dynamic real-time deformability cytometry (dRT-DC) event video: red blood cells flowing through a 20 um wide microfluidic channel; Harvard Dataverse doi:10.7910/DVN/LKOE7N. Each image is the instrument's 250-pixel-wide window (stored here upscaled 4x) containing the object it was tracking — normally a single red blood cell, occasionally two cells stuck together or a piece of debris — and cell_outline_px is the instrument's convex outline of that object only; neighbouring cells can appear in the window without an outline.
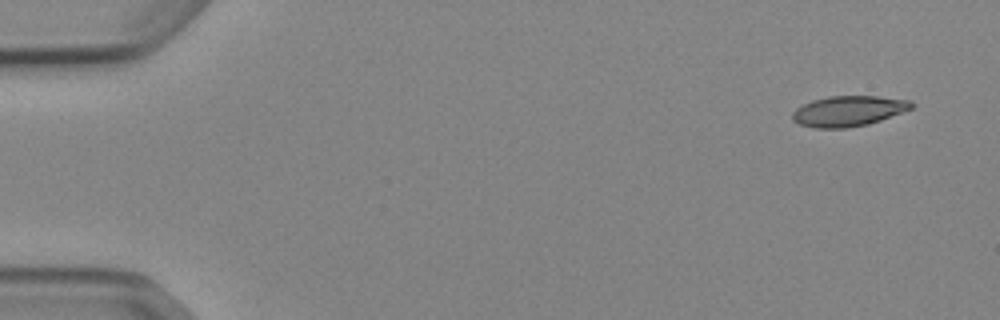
{"species": "Egyptian fruit bat (a non-hibernating species)", "species_latin": "Rousettus aegyptiacus", "temperature_condition": "cold", "stored_images_in_passage": 50, "camera_frame_rate_fps": 3000, "um_per_image_px": 0.085, "animal": {"sex": "female"}, "frame": {"image": 1, "passage_image": 1, "time_ms": 0.0, "image_size_px": [1000, 320], "cell_outline_px": [[912, 108], [880, 120], [868, 124], [848, 128], [812, 128], [800, 124], [792, 120], [792, 112], [796, 108], [812, 100], [828, 96], [880, 96], [912, 100]], "centroid_in_image_um": [72.09, 9.44], "position_along_channel_um": 12.9, "area_um2": 21.15}}
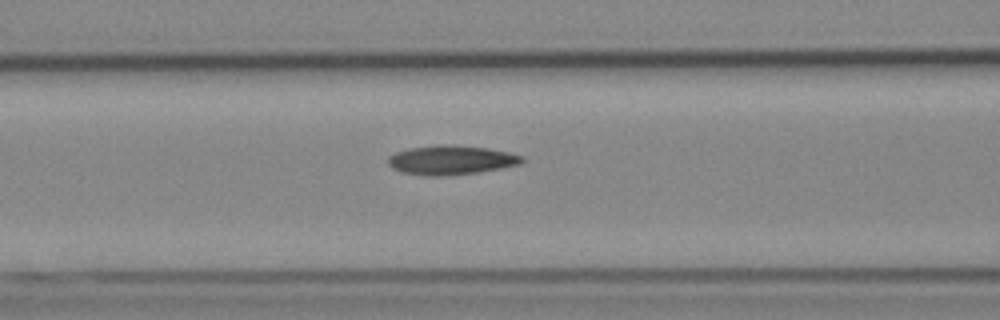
{"frame": {"image": 2, "passage_image": 20, "time_ms": 6.333, "image_size_px": [1000, 320], "cell_outline_px": [[524, 160], [520, 164], [500, 168], [476, 172], [448, 176], [428, 176], [404, 172], [392, 168], [388, 164], [388, 156], [396, 152], [408, 148], [440, 144], [452, 144], [488, 148], [508, 152], [524, 156]], "centroid_in_image_um": [38.33, 13.59], "position_along_channel_um": 128.3, "area_um2": 22.89}}
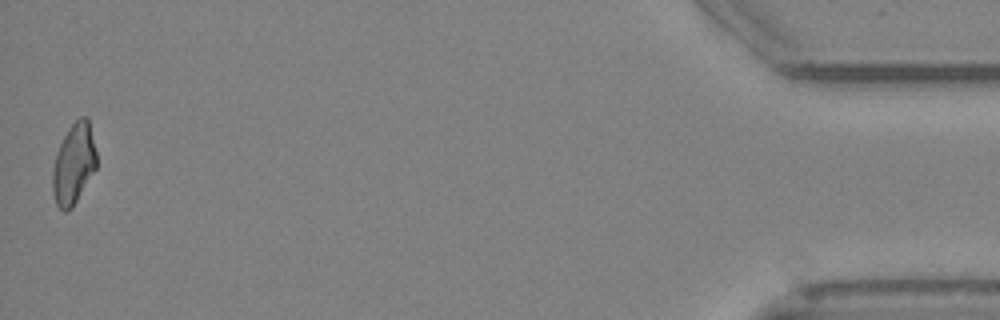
{"frame": {"image": 3, "passage_image": 50, "time_ms": 16.333, "image_size_px": [1000, 320], "cell_outline_px": [[96, 168], [72, 208], [68, 212], [64, 212], [56, 204], [52, 192], [52, 172], [56, 152], [68, 128], [80, 116], [84, 116], [88, 120], [96, 152]], "centroid_in_image_um": [6.24, 13.96], "position_along_channel_um": 429.0, "area_um2": 20.52}, "authors_computed_cell_mechanics": {"area_um2": 21.4727, "velocity_mm_per_s": 3.8885, "shape_relaxation_time_tau1_ms": null, "shape_relaxation_time_tau2_ms": 5.9983, "deformation_change_tau1": null, "deformation_change_tau2": 0.1434}}